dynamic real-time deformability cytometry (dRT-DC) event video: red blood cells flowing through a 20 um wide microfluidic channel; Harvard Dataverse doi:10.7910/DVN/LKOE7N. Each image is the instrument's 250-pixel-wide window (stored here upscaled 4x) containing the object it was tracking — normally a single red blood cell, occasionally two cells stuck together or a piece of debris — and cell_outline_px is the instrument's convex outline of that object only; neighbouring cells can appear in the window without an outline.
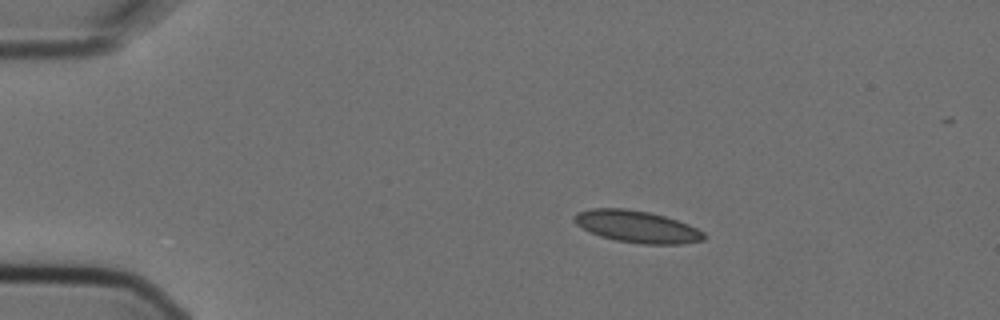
{"species": "Egyptian fruit bat (a non-hibernating species)", "species_latin": "Rousettus aegyptiacus", "temperature_condition": "cold", "stored_images_in_passage": 5, "camera_frame_rate_fps": 3000, "um_per_image_px": 0.085, "animal": {"sex": "female"}, "frame": {"image": 1, "passage_image": 2, "time_ms": 0.333, "image_size_px": [1000, 320], "cell_outline_px": [[708, 236], [704, 240], [684, 244], [644, 244], [616, 240], [600, 236], [576, 224], [572, 220], [572, 216], [576, 212], [592, 208], [624, 208], [648, 212], [664, 216], [688, 224], [704, 232]], "centroid_in_image_um": [54.15, 19.26], "position_along_channel_um": 30.9, "area_um2": 24.16}}
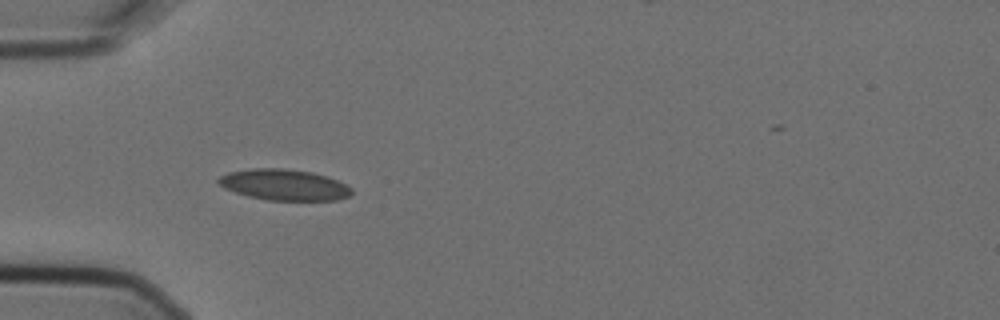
{"frame": {"image": 2, "passage_image": 4, "time_ms": 1.0, "image_size_px": [1000, 320], "cell_outline_px": [[352, 192], [348, 196], [336, 200], [268, 200], [248, 196], [224, 188], [216, 184], [216, 180], [220, 176], [228, 172], [252, 168], [284, 168], [312, 172], [336, 180], [352, 188]], "centroid_in_image_um": [24.09, 15.7], "position_along_channel_um": 60.9, "area_um2": 23.99}}
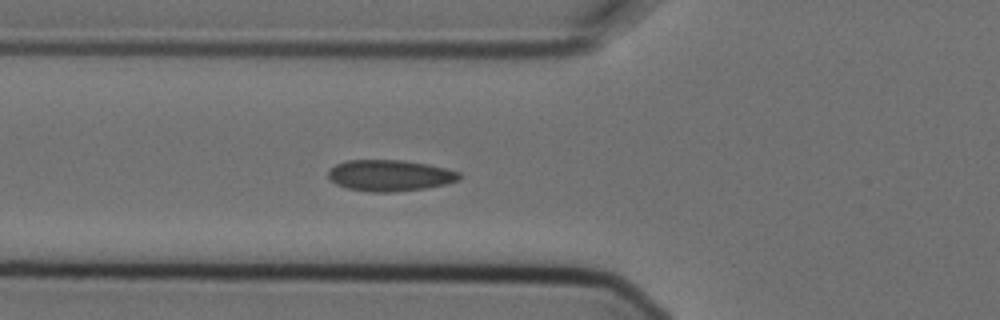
{"frame": {"image": 3, "passage_image": 5, "time_ms": 1.333, "image_size_px": [1000, 320], "cell_outline_px": [[460, 180], [444, 184], [424, 188], [392, 192], [372, 192], [348, 188], [336, 184], [328, 180], [328, 168], [336, 164], [348, 160], [400, 160], [428, 164], [460, 172]], "centroid_in_image_um": [33.09, 14.91], "position_along_channel_um": 92.7, "area_um2": 23.81}}